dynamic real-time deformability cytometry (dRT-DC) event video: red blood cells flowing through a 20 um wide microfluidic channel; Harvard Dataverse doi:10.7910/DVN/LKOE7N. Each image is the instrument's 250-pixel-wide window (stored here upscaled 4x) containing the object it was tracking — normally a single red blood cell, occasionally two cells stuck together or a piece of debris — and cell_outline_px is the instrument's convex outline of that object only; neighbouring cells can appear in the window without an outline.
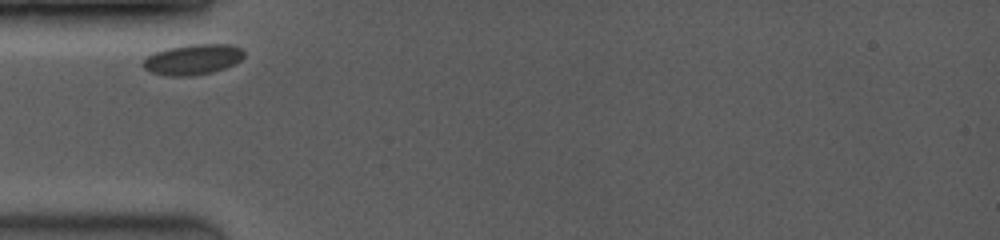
{"species": "common noctule bat (a hibernating species)", "species_latin": "Nyctalus noctula", "temperature_condition": "room temperature", "stored_images_in_passage": 2, "camera_frame_rate_fps": 3500, "um_per_image_px": 0.085, "animal": {"sex": "female", "body_mass_g": 19.0, "forearm_length_mm": 53.3}, "frame": {"image": 1, "passage_image": 1, "time_ms": 0.0, "image_size_px": [1000, 240], "cell_outline_px": [[244, 56], [240, 60], [224, 68], [212, 72], [192, 76], [168, 76], [152, 72], [144, 68], [140, 64], [148, 56], [156, 52], [168, 48], [188, 44], [228, 44], [240, 48], [244, 52]], "centroid_in_image_um": [16.37, 5.05], "position_along_channel_um": 68.6, "area_um2": 17.8}}
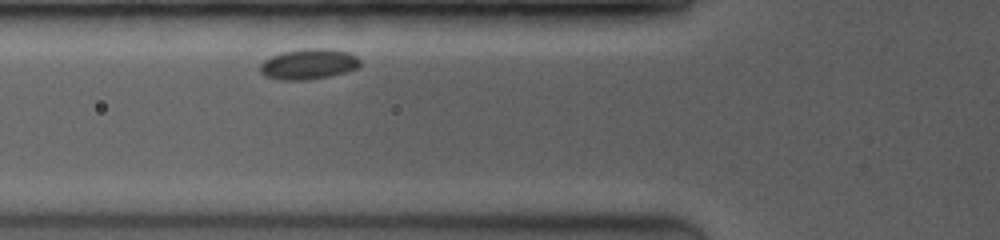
{"frame": {"image": 2, "passage_image": 2, "time_ms": 0.857, "image_size_px": [1000, 240], "cell_outline_px": [[360, 64], [356, 68], [348, 72], [332, 76], [308, 80], [280, 80], [264, 76], [260, 72], [260, 64], [264, 60], [272, 56], [284, 52], [304, 48], [332, 48], [348, 52], [356, 56], [360, 60]], "centroid_in_image_um": [26.25, 5.45], "position_along_channel_um": 99.6, "area_um2": 18.03}}